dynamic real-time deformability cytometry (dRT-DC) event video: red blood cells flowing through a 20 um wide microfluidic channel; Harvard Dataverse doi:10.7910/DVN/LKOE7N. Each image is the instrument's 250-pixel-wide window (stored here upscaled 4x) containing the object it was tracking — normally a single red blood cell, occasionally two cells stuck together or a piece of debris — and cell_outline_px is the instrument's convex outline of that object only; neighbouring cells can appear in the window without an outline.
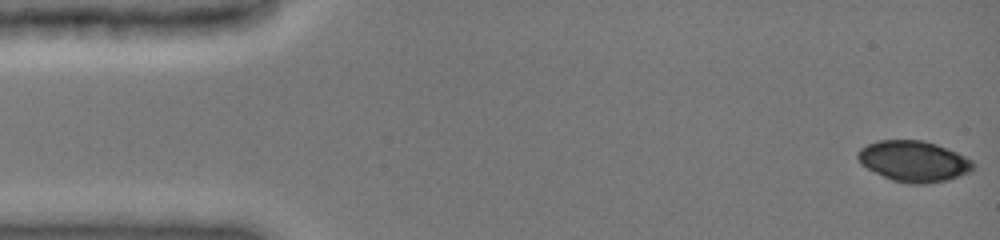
{"species": "common noctule bat (a hibernating species)", "species_latin": "Nyctalus noctula", "temperature_condition": "cold", "stored_images_in_passage": 46, "camera_frame_rate_fps": 3000, "um_per_image_px": 0.085, "animal": {"sex": "female", "body_mass_g": 19.0, "forearm_length_mm": 51.5}, "frame": {"image": 1, "passage_image": 1, "time_ms": 0.0, "image_size_px": [1000, 240], "cell_outline_px": [[976, 164], [968, 172], [948, 180], [924, 184], [908, 184], [892, 180], [860, 164], [856, 156], [860, 148], [868, 144], [880, 140], [924, 140], [936, 144], [956, 152], [972, 160]], "centroid_in_image_um": [77.66, 13.7], "position_along_channel_um": 7.3, "area_um2": 27.34}}
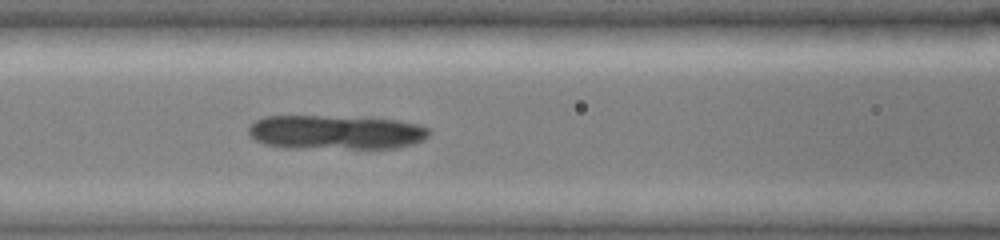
{"frame": {"image": 2, "passage_image": 19, "time_ms": 6.333, "image_size_px": [1000, 240], "cell_outline_px": [[432, 132], [424, 140], [412, 144], [396, 148], [288, 148], [264, 144], [256, 140], [248, 132], [248, 128], [256, 120], [264, 116], [320, 116], [396, 120], [420, 124], [428, 128]], "centroid_in_image_um": [28.56, 11.25], "position_along_channel_um": 138.0, "area_um2": 36.01}}
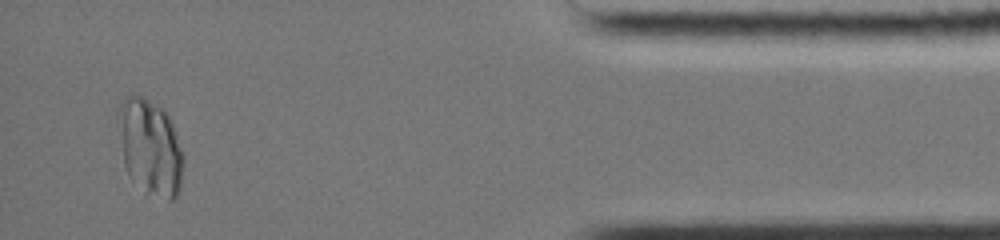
{"frame": {"image": 3, "passage_image": 44, "time_ms": 14.667, "image_size_px": [1000, 240], "cell_outline_px": [[184, 164], [180, 192], [172, 200], [168, 200], [144, 192], [128, 176], [124, 164], [116, 120], [116, 116], [120, 104], [128, 96], [144, 96], [160, 108], [168, 116], [172, 124], [184, 156]], "centroid_in_image_um": [12.76, 12.55], "position_along_channel_um": 422.4, "area_um2": 36.7}}